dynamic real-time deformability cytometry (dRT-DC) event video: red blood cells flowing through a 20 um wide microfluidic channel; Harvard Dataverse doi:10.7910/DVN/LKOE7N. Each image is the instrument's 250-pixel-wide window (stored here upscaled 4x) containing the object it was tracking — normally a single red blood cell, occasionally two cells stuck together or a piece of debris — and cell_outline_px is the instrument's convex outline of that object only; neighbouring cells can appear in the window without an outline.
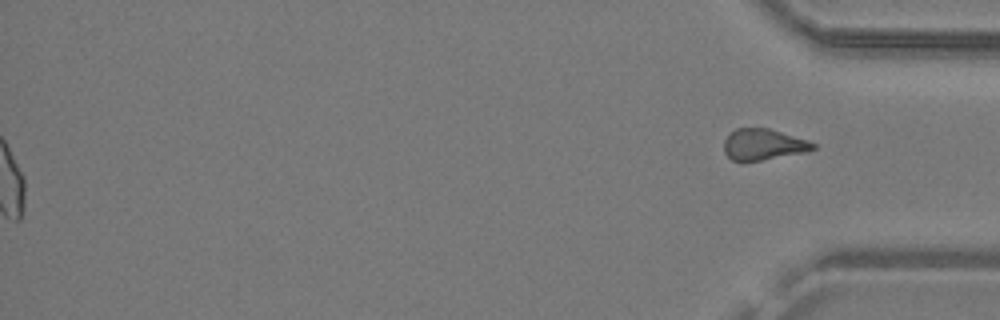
{"species": "common noctule bat (a hibernating species)", "species_latin": "Nyctalus noctula", "temperature_condition": "warm", "stored_images_in_passage": 23, "segment_of_instrument_passage": [2, 2], "camera_frame_rate_fps": 3000, "um_per_image_px": 0.085, "animal": {"sex": "male", "body_mass_g": 19.2, "forearm_length_mm": 51.8}, "frame": {"image": 1, "passage_image": 23, "time_ms": 7.333, "image_size_px": [1000, 320], "cell_outline_px": [[816, 148], [808, 152], [760, 160], [732, 160], [724, 152], [724, 140], [736, 128], [768, 128], [808, 140], [816, 144]], "centroid_in_image_um": [64.92, 12.27], "position_along_channel_um": 370.3, "area_um2": 16.01}}